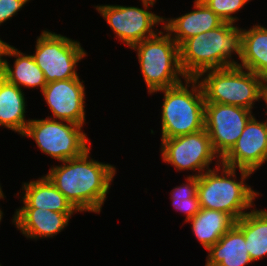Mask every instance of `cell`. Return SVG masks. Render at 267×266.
<instances>
[{
    "mask_svg": "<svg viewBox=\"0 0 267 266\" xmlns=\"http://www.w3.org/2000/svg\"><path fill=\"white\" fill-rule=\"evenodd\" d=\"M74 214L76 213H59L41 208H17L11 222L26 239L47 240L68 227Z\"/></svg>",
    "mask_w": 267,
    "mask_h": 266,
    "instance_id": "obj_14",
    "label": "cell"
},
{
    "mask_svg": "<svg viewBox=\"0 0 267 266\" xmlns=\"http://www.w3.org/2000/svg\"><path fill=\"white\" fill-rule=\"evenodd\" d=\"M7 57L12 60L14 57L13 65L8 62ZM1 76L23 91L27 88L42 91L47 85L44 73L36 64L32 54L23 53L7 42L2 52Z\"/></svg>",
    "mask_w": 267,
    "mask_h": 266,
    "instance_id": "obj_16",
    "label": "cell"
},
{
    "mask_svg": "<svg viewBox=\"0 0 267 266\" xmlns=\"http://www.w3.org/2000/svg\"><path fill=\"white\" fill-rule=\"evenodd\" d=\"M3 215H5V214H4V212L0 206V223L2 222V219L4 218Z\"/></svg>",
    "mask_w": 267,
    "mask_h": 266,
    "instance_id": "obj_29",
    "label": "cell"
},
{
    "mask_svg": "<svg viewBox=\"0 0 267 266\" xmlns=\"http://www.w3.org/2000/svg\"><path fill=\"white\" fill-rule=\"evenodd\" d=\"M139 1L142 3L141 8L118 4H98L93 6L105 19L106 24L110 26L112 33H115L114 38L128 48L154 36L159 31L157 25L159 27V25L163 24V17L154 13L155 11H151L157 1Z\"/></svg>",
    "mask_w": 267,
    "mask_h": 266,
    "instance_id": "obj_9",
    "label": "cell"
},
{
    "mask_svg": "<svg viewBox=\"0 0 267 266\" xmlns=\"http://www.w3.org/2000/svg\"><path fill=\"white\" fill-rule=\"evenodd\" d=\"M85 81L77 78L47 83L41 91L51 119L74 122L84 126L86 122V87Z\"/></svg>",
    "mask_w": 267,
    "mask_h": 266,
    "instance_id": "obj_12",
    "label": "cell"
},
{
    "mask_svg": "<svg viewBox=\"0 0 267 266\" xmlns=\"http://www.w3.org/2000/svg\"><path fill=\"white\" fill-rule=\"evenodd\" d=\"M267 116V112H264ZM267 162V118L260 121L254 115L234 146L221 158L225 166L244 169L253 174Z\"/></svg>",
    "mask_w": 267,
    "mask_h": 266,
    "instance_id": "obj_13",
    "label": "cell"
},
{
    "mask_svg": "<svg viewBox=\"0 0 267 266\" xmlns=\"http://www.w3.org/2000/svg\"><path fill=\"white\" fill-rule=\"evenodd\" d=\"M239 26L223 22L212 30L185 40L179 46L180 66L185 76L197 78L207 70L238 65L242 35Z\"/></svg>",
    "mask_w": 267,
    "mask_h": 266,
    "instance_id": "obj_2",
    "label": "cell"
},
{
    "mask_svg": "<svg viewBox=\"0 0 267 266\" xmlns=\"http://www.w3.org/2000/svg\"><path fill=\"white\" fill-rule=\"evenodd\" d=\"M21 188L20 192L14 195L18 196L17 198H20V203H22L19 208H41L59 213H78L45 174L36 180L22 182Z\"/></svg>",
    "mask_w": 267,
    "mask_h": 266,
    "instance_id": "obj_17",
    "label": "cell"
},
{
    "mask_svg": "<svg viewBox=\"0 0 267 266\" xmlns=\"http://www.w3.org/2000/svg\"><path fill=\"white\" fill-rule=\"evenodd\" d=\"M160 141L159 151L163 163L173 166L178 173L190 170L192 174L189 176L199 177L205 171L213 169L221 163L205 129Z\"/></svg>",
    "mask_w": 267,
    "mask_h": 266,
    "instance_id": "obj_10",
    "label": "cell"
},
{
    "mask_svg": "<svg viewBox=\"0 0 267 266\" xmlns=\"http://www.w3.org/2000/svg\"><path fill=\"white\" fill-rule=\"evenodd\" d=\"M185 181L170 191L171 205L177 212L184 213L186 223L200 210V202L197 195L198 177L184 176Z\"/></svg>",
    "mask_w": 267,
    "mask_h": 266,
    "instance_id": "obj_23",
    "label": "cell"
},
{
    "mask_svg": "<svg viewBox=\"0 0 267 266\" xmlns=\"http://www.w3.org/2000/svg\"><path fill=\"white\" fill-rule=\"evenodd\" d=\"M264 102H265V105L264 106H266L265 107L266 110H264V111L267 112V86H264Z\"/></svg>",
    "mask_w": 267,
    "mask_h": 266,
    "instance_id": "obj_26",
    "label": "cell"
},
{
    "mask_svg": "<svg viewBox=\"0 0 267 266\" xmlns=\"http://www.w3.org/2000/svg\"><path fill=\"white\" fill-rule=\"evenodd\" d=\"M205 102L220 103L253 110L264 101L263 78L238 65L207 70L196 78Z\"/></svg>",
    "mask_w": 267,
    "mask_h": 266,
    "instance_id": "obj_6",
    "label": "cell"
},
{
    "mask_svg": "<svg viewBox=\"0 0 267 266\" xmlns=\"http://www.w3.org/2000/svg\"><path fill=\"white\" fill-rule=\"evenodd\" d=\"M35 42L32 56L47 83L81 77L77 66L88 52L80 41L46 29Z\"/></svg>",
    "mask_w": 267,
    "mask_h": 266,
    "instance_id": "obj_8",
    "label": "cell"
},
{
    "mask_svg": "<svg viewBox=\"0 0 267 266\" xmlns=\"http://www.w3.org/2000/svg\"><path fill=\"white\" fill-rule=\"evenodd\" d=\"M163 93L161 106V140L199 132L204 129L205 99L196 78L158 90Z\"/></svg>",
    "mask_w": 267,
    "mask_h": 266,
    "instance_id": "obj_4",
    "label": "cell"
},
{
    "mask_svg": "<svg viewBox=\"0 0 267 266\" xmlns=\"http://www.w3.org/2000/svg\"><path fill=\"white\" fill-rule=\"evenodd\" d=\"M130 49L136 52L140 73L149 95L176 86L187 78L180 66L179 46L163 25L154 36Z\"/></svg>",
    "mask_w": 267,
    "mask_h": 266,
    "instance_id": "obj_5",
    "label": "cell"
},
{
    "mask_svg": "<svg viewBox=\"0 0 267 266\" xmlns=\"http://www.w3.org/2000/svg\"><path fill=\"white\" fill-rule=\"evenodd\" d=\"M16 85L0 77V127L22 135L30 118L26 119L27 97Z\"/></svg>",
    "mask_w": 267,
    "mask_h": 266,
    "instance_id": "obj_19",
    "label": "cell"
},
{
    "mask_svg": "<svg viewBox=\"0 0 267 266\" xmlns=\"http://www.w3.org/2000/svg\"><path fill=\"white\" fill-rule=\"evenodd\" d=\"M6 42L1 39L0 37V57H2L3 48L5 46Z\"/></svg>",
    "mask_w": 267,
    "mask_h": 266,
    "instance_id": "obj_27",
    "label": "cell"
},
{
    "mask_svg": "<svg viewBox=\"0 0 267 266\" xmlns=\"http://www.w3.org/2000/svg\"><path fill=\"white\" fill-rule=\"evenodd\" d=\"M253 115L255 113L252 110L243 107L205 102L204 129L220 159L238 141Z\"/></svg>",
    "mask_w": 267,
    "mask_h": 266,
    "instance_id": "obj_11",
    "label": "cell"
},
{
    "mask_svg": "<svg viewBox=\"0 0 267 266\" xmlns=\"http://www.w3.org/2000/svg\"><path fill=\"white\" fill-rule=\"evenodd\" d=\"M186 223H190L193 236L207 250L236 224V220L225 212L201 208Z\"/></svg>",
    "mask_w": 267,
    "mask_h": 266,
    "instance_id": "obj_21",
    "label": "cell"
},
{
    "mask_svg": "<svg viewBox=\"0 0 267 266\" xmlns=\"http://www.w3.org/2000/svg\"><path fill=\"white\" fill-rule=\"evenodd\" d=\"M30 1L32 0H0V26L17 16Z\"/></svg>",
    "mask_w": 267,
    "mask_h": 266,
    "instance_id": "obj_25",
    "label": "cell"
},
{
    "mask_svg": "<svg viewBox=\"0 0 267 266\" xmlns=\"http://www.w3.org/2000/svg\"><path fill=\"white\" fill-rule=\"evenodd\" d=\"M235 225L244 233L253 263L267 257V208L254 206Z\"/></svg>",
    "mask_w": 267,
    "mask_h": 266,
    "instance_id": "obj_22",
    "label": "cell"
},
{
    "mask_svg": "<svg viewBox=\"0 0 267 266\" xmlns=\"http://www.w3.org/2000/svg\"><path fill=\"white\" fill-rule=\"evenodd\" d=\"M202 1L224 22L235 24L240 19L237 16L238 12L252 0H202Z\"/></svg>",
    "mask_w": 267,
    "mask_h": 266,
    "instance_id": "obj_24",
    "label": "cell"
},
{
    "mask_svg": "<svg viewBox=\"0 0 267 266\" xmlns=\"http://www.w3.org/2000/svg\"><path fill=\"white\" fill-rule=\"evenodd\" d=\"M237 171L240 172L239 176ZM252 172L220 163L198 177L197 195L201 208L219 210L236 221L255 205L259 191L248 185ZM238 177V179H237ZM247 182V183H246Z\"/></svg>",
    "mask_w": 267,
    "mask_h": 266,
    "instance_id": "obj_3",
    "label": "cell"
},
{
    "mask_svg": "<svg viewBox=\"0 0 267 266\" xmlns=\"http://www.w3.org/2000/svg\"><path fill=\"white\" fill-rule=\"evenodd\" d=\"M74 122L61 121L51 118H31L22 138L35 141L41 153L52 160L63 162L81 156L91 146L87 133Z\"/></svg>",
    "mask_w": 267,
    "mask_h": 266,
    "instance_id": "obj_7",
    "label": "cell"
},
{
    "mask_svg": "<svg viewBox=\"0 0 267 266\" xmlns=\"http://www.w3.org/2000/svg\"><path fill=\"white\" fill-rule=\"evenodd\" d=\"M263 85L267 86V75L263 78Z\"/></svg>",
    "mask_w": 267,
    "mask_h": 266,
    "instance_id": "obj_30",
    "label": "cell"
},
{
    "mask_svg": "<svg viewBox=\"0 0 267 266\" xmlns=\"http://www.w3.org/2000/svg\"><path fill=\"white\" fill-rule=\"evenodd\" d=\"M206 251L205 266H248L253 263L244 233L236 225Z\"/></svg>",
    "mask_w": 267,
    "mask_h": 266,
    "instance_id": "obj_18",
    "label": "cell"
},
{
    "mask_svg": "<svg viewBox=\"0 0 267 266\" xmlns=\"http://www.w3.org/2000/svg\"><path fill=\"white\" fill-rule=\"evenodd\" d=\"M238 66L264 78L267 75V28L261 23L242 28Z\"/></svg>",
    "mask_w": 267,
    "mask_h": 266,
    "instance_id": "obj_20",
    "label": "cell"
},
{
    "mask_svg": "<svg viewBox=\"0 0 267 266\" xmlns=\"http://www.w3.org/2000/svg\"><path fill=\"white\" fill-rule=\"evenodd\" d=\"M4 198H6V196L3 193V189H0V199L5 200Z\"/></svg>",
    "mask_w": 267,
    "mask_h": 266,
    "instance_id": "obj_28",
    "label": "cell"
},
{
    "mask_svg": "<svg viewBox=\"0 0 267 266\" xmlns=\"http://www.w3.org/2000/svg\"><path fill=\"white\" fill-rule=\"evenodd\" d=\"M1 69H2V57H0V77H1Z\"/></svg>",
    "mask_w": 267,
    "mask_h": 266,
    "instance_id": "obj_31",
    "label": "cell"
},
{
    "mask_svg": "<svg viewBox=\"0 0 267 266\" xmlns=\"http://www.w3.org/2000/svg\"><path fill=\"white\" fill-rule=\"evenodd\" d=\"M193 3L190 12L171 18L163 16V28L178 46L188 38L212 30L224 22L202 0H193Z\"/></svg>",
    "mask_w": 267,
    "mask_h": 266,
    "instance_id": "obj_15",
    "label": "cell"
},
{
    "mask_svg": "<svg viewBox=\"0 0 267 266\" xmlns=\"http://www.w3.org/2000/svg\"><path fill=\"white\" fill-rule=\"evenodd\" d=\"M91 149L81 156L51 165L45 175L81 213L100 214L117 174L115 165L92 158Z\"/></svg>",
    "mask_w": 267,
    "mask_h": 266,
    "instance_id": "obj_1",
    "label": "cell"
}]
</instances>
